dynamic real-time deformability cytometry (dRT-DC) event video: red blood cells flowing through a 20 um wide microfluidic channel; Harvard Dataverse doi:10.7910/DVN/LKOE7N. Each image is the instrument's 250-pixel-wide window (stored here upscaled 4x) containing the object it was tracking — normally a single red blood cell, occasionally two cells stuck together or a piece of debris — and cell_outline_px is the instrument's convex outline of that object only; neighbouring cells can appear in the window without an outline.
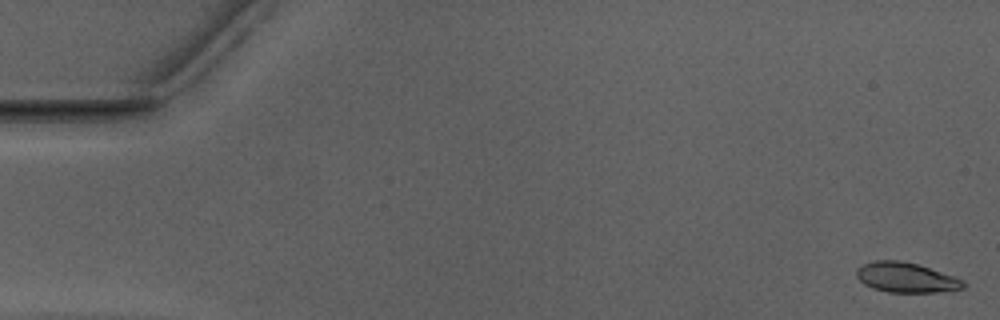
{"species": "Egyptian fruit bat (a non-hibernating species)", "species_latin": "Rousettus aegyptiacus", "temperature_condition": "warm", "stored_images_in_passage": 7, "camera_frame_rate_fps": 3000, "um_per_image_px": 0.085, "animal": {"sex": "male"}, "frame": {"image": 1, "passage_image": 1, "time_ms": 0.0, "image_size_px": [1000, 320], "cell_outline_px": [[964, 288], [936, 292], [888, 292], [872, 288], [864, 284], [856, 276], [856, 268], [864, 264], [876, 260], [900, 260], [916, 264], [964, 280]], "centroid_in_image_um": [76.97, 23.59], "position_along_channel_um": 8.0, "area_um2": 18.38}}